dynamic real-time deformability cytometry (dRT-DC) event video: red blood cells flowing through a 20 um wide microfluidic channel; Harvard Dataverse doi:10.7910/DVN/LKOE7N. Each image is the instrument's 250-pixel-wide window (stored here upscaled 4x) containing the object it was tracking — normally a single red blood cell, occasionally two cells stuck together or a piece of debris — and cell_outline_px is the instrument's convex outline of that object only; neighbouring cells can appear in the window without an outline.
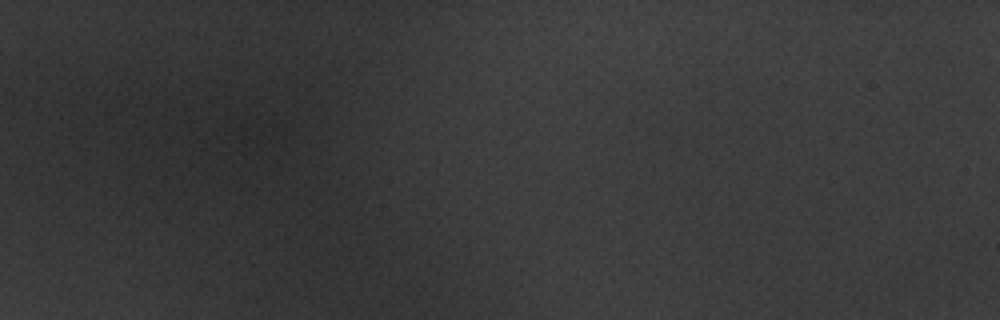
{"species": "common noctule bat (a hibernating species)", "species_latin": "Nyctalus noctula", "temperature_condition": "warm", "stored_images_in_passage": 3, "camera_frame_rate_fps": 3000, "um_per_image_px": 0.085, "animal": {"sex": "male", "body_mass_g": 20.1, "forearm_length_mm": 53.5}, "frame": {"image": 1, "passage_image": 2, "time_ms": 0.333, "image_size_px": [1000, 320], "cell_outline_px": [[304, 136], [300, 152], [288, 168], [276, 168], [240, 152], [232, 140], [236, 120], [244, 116], [272, 112], [304, 120]], "centroid_in_image_um": [22.94, 11.74], "position_along_channel_um": 62.1, "area_um2": 22.2}}